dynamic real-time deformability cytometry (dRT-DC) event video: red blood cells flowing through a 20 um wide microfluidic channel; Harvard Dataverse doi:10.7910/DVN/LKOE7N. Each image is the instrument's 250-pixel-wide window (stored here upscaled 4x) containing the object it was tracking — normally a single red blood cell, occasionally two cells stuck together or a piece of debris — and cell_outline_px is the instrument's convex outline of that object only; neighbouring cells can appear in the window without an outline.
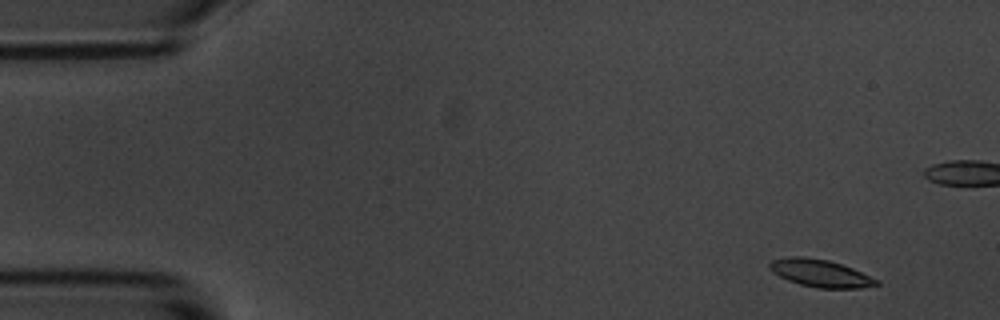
{"species": "common noctule bat (a hibernating species)", "species_latin": "Nyctalus noctula", "temperature_condition": "room temperature", "stored_images_in_passage": 15, "camera_frame_rate_fps": 3000, "um_per_image_px": 0.085, "animal": {"sex": "male", "body_mass_g": 20.1, "forearm_length_mm": 53.5}, "frame": {"image": 1, "passage_image": 1, "time_ms": 0.0, "image_size_px": [1000, 320], "cell_outline_px": [[880, 284], [860, 288], [816, 288], [800, 284], [788, 280], [772, 272], [768, 268], [768, 264], [772, 260], [792, 256], [804, 256], [828, 260], [852, 268], [880, 280]], "centroid_in_image_um": [69.73, 23.22], "position_along_channel_um": 15.3, "area_um2": 17.11}}
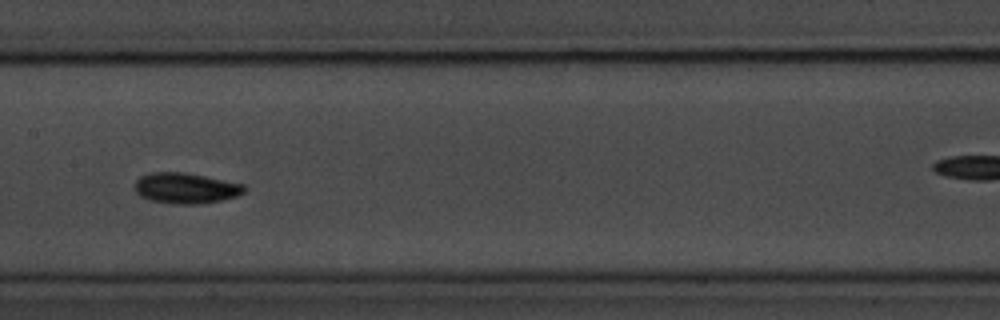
{"frame": {"image": 2, "passage_image": 7, "time_ms": 8.0, "image_size_px": [1000, 320], "cell_outline_px": [[248, 188], [244, 192], [236, 196], [224, 200], [200, 204], [176, 204], [152, 200], [140, 196], [136, 192], [136, 180], [140, 176], [152, 172], [184, 172], [244, 184]], "centroid_in_image_um": [15.82, 15.99], "position_along_channel_um": 191.6, "area_um2": 19.54}}